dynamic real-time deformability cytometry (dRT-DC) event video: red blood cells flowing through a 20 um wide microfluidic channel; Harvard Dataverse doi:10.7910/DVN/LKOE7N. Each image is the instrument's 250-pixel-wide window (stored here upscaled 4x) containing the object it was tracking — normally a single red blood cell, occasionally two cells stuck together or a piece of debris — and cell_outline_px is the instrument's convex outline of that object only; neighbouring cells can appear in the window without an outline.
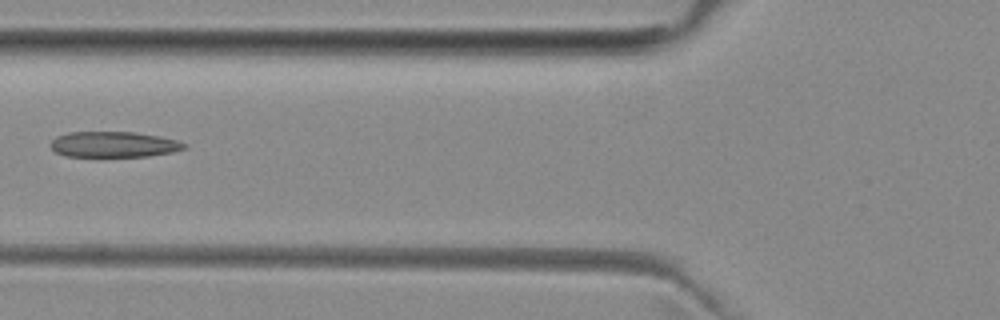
{"species": "common noctule bat (a hibernating species)", "species_latin": "Nyctalus noctula", "temperature_condition": "room temperature", "stored_images_in_passage": 2, "camera_frame_rate_fps": 3000, "um_per_image_px": 0.085, "animal": {"sex": "female", "body_mass_g": 29.2, "forearm_length_mm": 56.3}, "frame": {"image": 1, "passage_image": 2, "time_ms": 1.0, "image_size_px": [1000, 320], "cell_outline_px": [[188, 148], [172, 152], [148, 156], [64, 156], [56, 152], [52, 148], [52, 140], [56, 136], [68, 132], [136, 132], [160, 136], [176, 140], [188, 144]], "centroid_in_image_um": [9.71, 12.27], "position_along_channel_um": 116.1, "area_um2": 20.0}}